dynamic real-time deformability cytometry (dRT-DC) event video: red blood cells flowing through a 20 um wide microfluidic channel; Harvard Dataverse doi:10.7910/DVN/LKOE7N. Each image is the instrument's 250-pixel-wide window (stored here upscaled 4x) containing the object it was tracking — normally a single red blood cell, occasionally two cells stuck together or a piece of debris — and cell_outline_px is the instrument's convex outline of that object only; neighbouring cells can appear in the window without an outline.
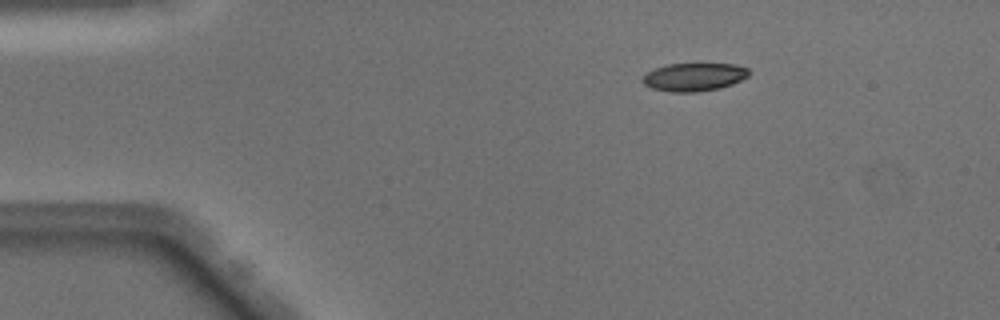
{"species": "Egyptian fruit bat (a non-hibernating species)", "species_latin": "Rousettus aegyptiacus", "temperature_condition": "warm", "stored_images_in_passage": 45, "camera_frame_rate_fps": 3000, "um_per_image_px": 0.085, "animal": {"sex": "male"}, "frame": {"image": 1, "passage_image": 4, "time_ms": 1.0, "image_size_px": [1000, 320], "cell_outline_px": [[748, 76], [732, 84], [720, 88], [696, 92], [672, 92], [652, 88], [644, 84], [640, 80], [652, 68], [668, 64], [736, 64], [748, 68]], "centroid_in_image_um": [58.97, 6.54], "position_along_channel_um": 26.0, "area_um2": 17.4}}
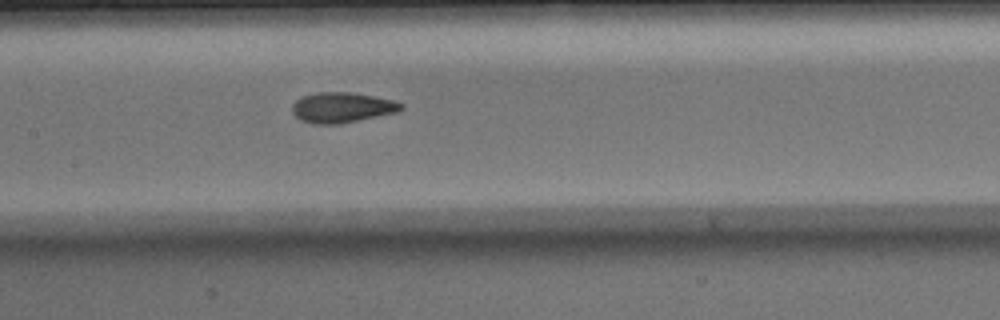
{"frame": {"image": 2, "passage_image": 20, "time_ms": 6.333, "image_size_px": [1000, 320], "cell_outline_px": [[404, 108], [396, 112], [340, 124], [312, 124], [300, 120], [292, 112], [292, 104], [296, 100], [304, 96], [320, 92], [348, 92], [372, 96], [392, 100], [404, 104]], "centroid_in_image_um": [29.05, 9.15], "position_along_channel_um": 178.4, "area_um2": 19.07}}
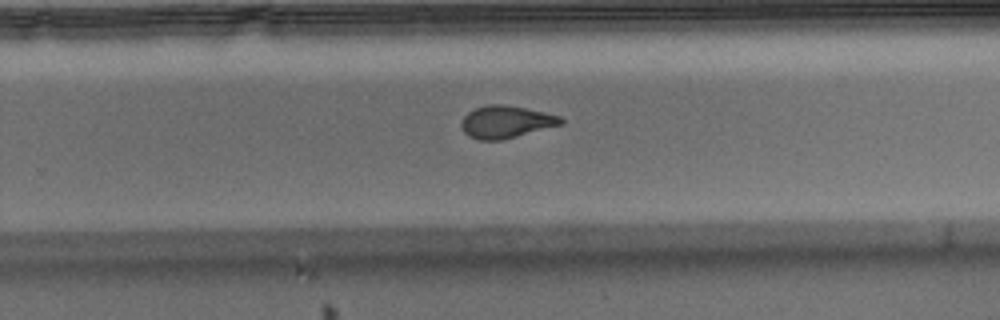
{"frame": {"image": 3, "passage_image": 28, "time_ms": 9.0, "image_size_px": [1000, 320], "cell_outline_px": [[564, 124], [500, 140], [480, 140], [468, 136], [464, 132], [460, 124], [464, 116], [468, 112], [476, 108], [488, 104], [500, 104], [524, 108], [544, 112], [560, 116], [564, 120]], "centroid_in_image_um": [43.0, 10.36], "position_along_channel_um": 286.8, "area_um2": 18.61}, "authors_computed_cell_mechanics": {"area_um2": 18.9584, "velocity_mm_per_s": 4.0823, "shape_relaxation_time_tau1_ms": null, "shape_relaxation_time_tau2_ms": 1.4101, "deformation_change_tau1": null, "deformation_change_tau2": 0.0726}}